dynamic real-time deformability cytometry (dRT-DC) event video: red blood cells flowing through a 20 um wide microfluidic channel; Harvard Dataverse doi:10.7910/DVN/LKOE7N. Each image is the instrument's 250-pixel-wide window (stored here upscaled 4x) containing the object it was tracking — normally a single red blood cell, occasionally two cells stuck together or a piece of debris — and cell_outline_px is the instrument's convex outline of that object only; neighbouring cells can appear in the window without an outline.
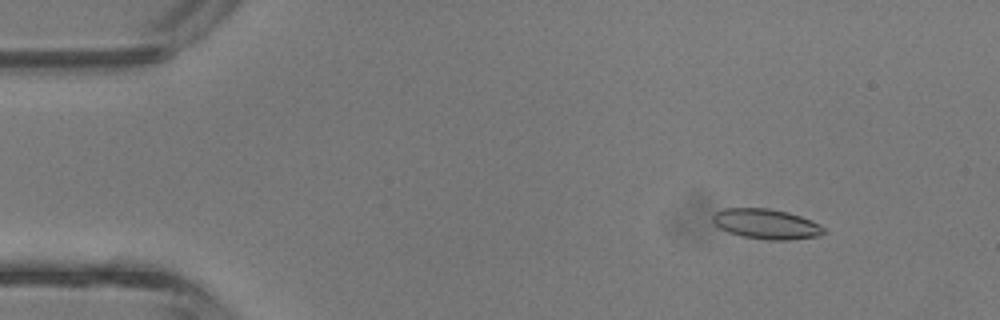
{"species": "common noctule bat (a hibernating species)", "species_latin": "Nyctalus noctula", "temperature_condition": "room temperature", "stored_images_in_passage": 4, "camera_frame_rate_fps": 3000, "um_per_image_px": 0.085, "animal": {"sex": "male", "body_mass_g": 13.3}, "frame": {"image": 1, "passage_image": 2, "time_ms": 0.333, "image_size_px": [1000, 320], "cell_outline_px": [[824, 232], [820, 236], [788, 240], [764, 240], [740, 236], [728, 232], [720, 228], [712, 220], [712, 216], [716, 212], [724, 208], [768, 208], [788, 212], [812, 220], [820, 224], [824, 228]], "centroid_in_image_um": [65.14, 19.04], "position_along_channel_um": 19.9, "area_um2": 19.59}}
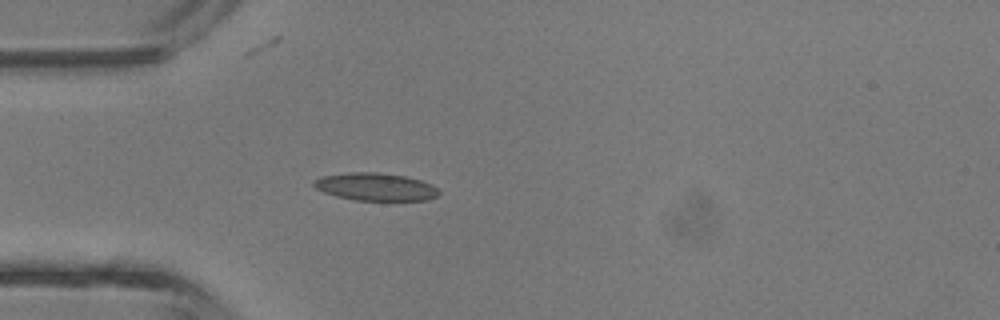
{"frame": {"image": 2, "passage_image": 4, "time_ms": 1.0, "image_size_px": [1000, 320], "cell_outline_px": [[440, 192], [436, 196], [428, 200], [356, 200], [336, 196], [324, 192], [316, 188], [312, 184], [312, 180], [324, 176], [348, 172], [376, 172], [404, 176], [420, 180], [432, 184]], "centroid_in_image_um": [31.91, 15.87], "position_along_channel_um": 53.1, "area_um2": 20.06}}